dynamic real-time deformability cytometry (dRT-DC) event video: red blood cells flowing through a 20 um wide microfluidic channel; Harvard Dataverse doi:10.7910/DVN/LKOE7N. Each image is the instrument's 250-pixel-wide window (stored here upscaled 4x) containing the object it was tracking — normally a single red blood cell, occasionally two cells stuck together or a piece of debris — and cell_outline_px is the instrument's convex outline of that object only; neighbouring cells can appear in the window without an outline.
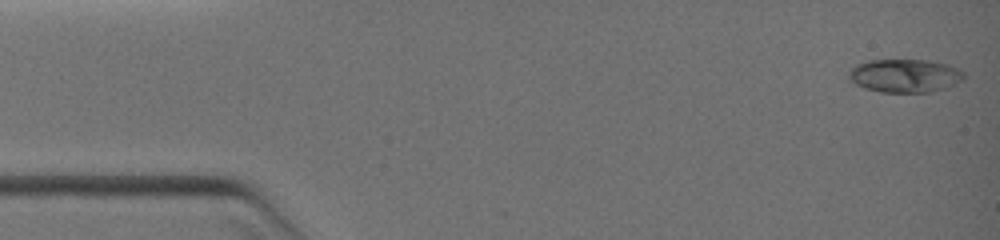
{"species": "common noctule bat (a hibernating species)", "species_latin": "Nyctalus noctula", "temperature_condition": "warm", "stored_images_in_passage": 47, "camera_frame_rate_fps": 3000, "um_per_image_px": 0.085, "animal": {"sex": "female", "body_mass_g": 19.0, "forearm_length_mm": 51.5}, "frame": {"image": 1, "passage_image": 1, "time_ms": 0.0, "image_size_px": [1000, 240], "cell_outline_px": [[964, 76], [960, 80], [948, 88], [928, 92], [880, 92], [864, 88], [848, 80], [848, 72], [856, 64], [868, 60], [928, 60], [948, 64], [960, 68], [964, 72]], "centroid_in_image_um": [76.9, 6.43], "position_along_channel_um": 8.1, "area_um2": 22.54}}
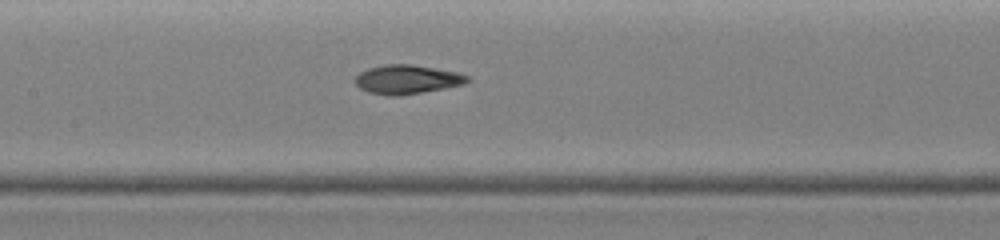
{"frame": {"image": 2, "passage_image": 33, "time_ms": 5.667, "image_size_px": [1000, 240], "cell_outline_px": [[472, 80], [464, 84], [444, 88], [400, 96], [388, 96], [368, 92], [360, 88], [352, 80], [360, 72], [368, 68], [384, 64], [412, 64], [460, 72], [468, 76]], "centroid_in_image_um": [34.6, 6.75], "position_along_channel_um": 172.8, "area_um2": 19.25}}
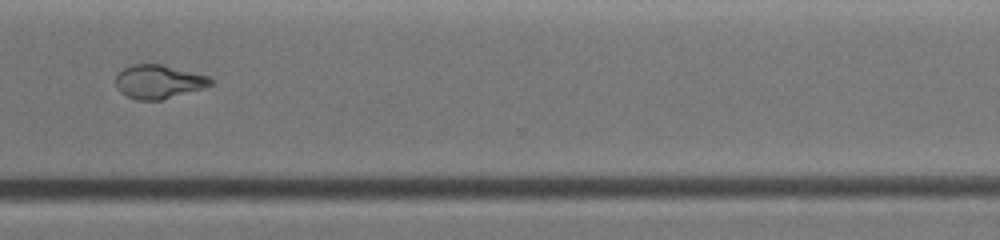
{"frame": {"image": 3, "passage_image": 46, "time_ms": 9.333, "image_size_px": [1000, 240], "cell_outline_px": [[212, 84], [204, 88], [160, 100], [136, 100], [120, 92], [116, 88], [116, 76], [124, 68], [132, 64], [160, 64], [208, 76], [212, 80]], "centroid_in_image_um": [13.46, 6.95], "position_along_channel_um": 357.1, "area_um2": 18.44}}